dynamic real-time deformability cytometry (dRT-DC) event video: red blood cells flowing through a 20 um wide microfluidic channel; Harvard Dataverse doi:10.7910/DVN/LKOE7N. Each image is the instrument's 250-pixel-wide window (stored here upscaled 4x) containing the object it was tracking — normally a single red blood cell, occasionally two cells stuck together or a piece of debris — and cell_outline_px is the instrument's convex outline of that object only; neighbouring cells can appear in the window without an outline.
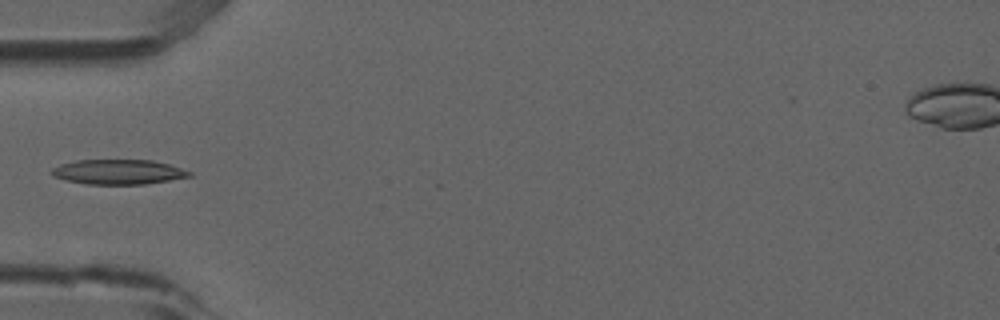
{"species": "common noctule bat (a hibernating species)", "species_latin": "Nyctalus noctula", "temperature_condition": "room temperature", "stored_images_in_passage": 5, "camera_frame_rate_fps": 3000, "um_per_image_px": 0.085, "animal": {"sex": "male", "forearm_length_mm": 52.5}, "frame": {"image": 1, "passage_image": 5, "time_ms": 1.333, "image_size_px": [1000, 320], "cell_outline_px": [[192, 176], [144, 184], [88, 184], [68, 180], [52, 176], [48, 172], [52, 168], [60, 164], [76, 160], [152, 160], [168, 164], [192, 172]], "centroid_in_image_um": [10.02, 14.6], "position_along_channel_um": 75.0, "area_um2": 19.83}}